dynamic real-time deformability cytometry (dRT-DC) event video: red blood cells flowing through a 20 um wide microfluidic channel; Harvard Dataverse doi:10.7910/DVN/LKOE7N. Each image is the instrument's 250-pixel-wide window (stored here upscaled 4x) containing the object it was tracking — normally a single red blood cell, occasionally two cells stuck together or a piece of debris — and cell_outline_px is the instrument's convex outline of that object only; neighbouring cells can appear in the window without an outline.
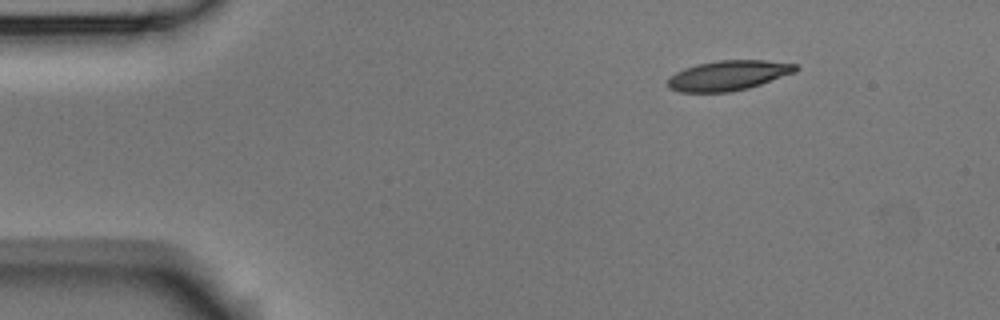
{"species": "Egyptian fruit bat (a non-hibernating species)", "species_latin": "Rousettus aegyptiacus", "temperature_condition": "room temperature", "stored_images_in_passage": 3, "camera_frame_rate_fps": 3000, "um_per_image_px": 0.085, "animal": {"sex": "male"}, "frame": {"image": 1, "passage_image": 1, "time_ms": 0.0, "image_size_px": [1000, 320], "cell_outline_px": [[800, 68], [796, 72], [748, 88], [728, 92], [680, 92], [668, 88], [668, 80], [676, 72], [684, 68], [700, 64], [720, 60], [764, 60], [796, 64]], "centroid_in_image_um": [61.93, 6.41], "position_along_channel_um": 23.1, "area_um2": 22.14}}